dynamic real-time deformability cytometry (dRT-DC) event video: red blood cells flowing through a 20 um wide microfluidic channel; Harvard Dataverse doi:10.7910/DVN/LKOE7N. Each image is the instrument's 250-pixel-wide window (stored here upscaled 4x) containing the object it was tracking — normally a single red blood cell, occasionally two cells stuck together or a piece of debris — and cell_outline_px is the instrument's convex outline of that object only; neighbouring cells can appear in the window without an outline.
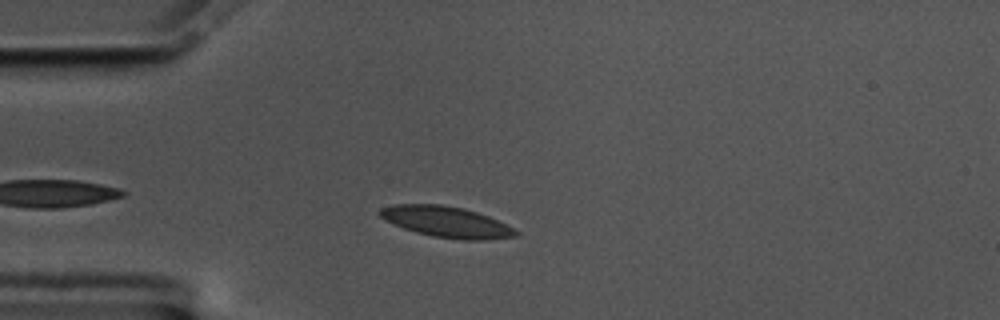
{"species": "common noctule bat (a hibernating species)", "species_latin": "Nyctalus noctula", "temperature_condition": "cold", "stored_images_in_passage": 33, "camera_frame_rate_fps": 3000, "um_per_image_px": 0.085, "animal": {"sex": "male", "body_mass_g": 17.5, "forearm_length_mm": 52.3}, "frame": {"image": 1, "passage_image": 6, "time_ms": 1.667, "image_size_px": [1000, 320], "cell_outline_px": [[520, 232], [516, 236], [484, 240], [460, 240], [432, 236], [416, 232], [404, 228], [384, 220], [376, 212], [380, 208], [396, 204], [440, 204], [464, 208], [488, 216]], "centroid_in_image_um": [37.9, 18.86], "position_along_channel_um": 47.1, "area_um2": 24.39}}
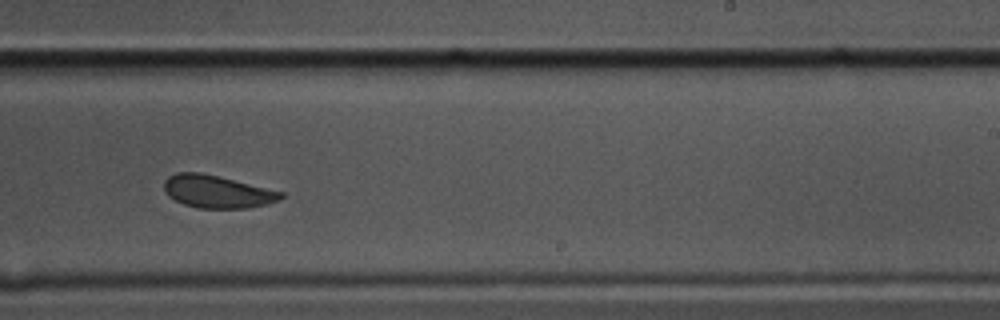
{"frame": {"image": 2, "passage_image": 27, "time_ms": 8.667, "image_size_px": [1000, 320], "cell_outline_px": [[284, 196], [280, 200], [268, 204], [248, 208], [196, 208], [184, 204], [168, 196], [164, 192], [164, 180], [168, 176], [176, 172], [200, 172], [284, 192]], "centroid_in_image_um": [18.44, 16.29], "position_along_channel_um": 270.6, "area_um2": 22.25}}
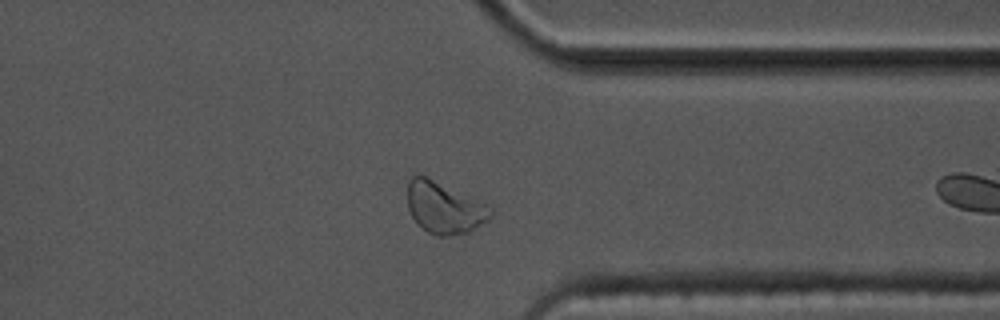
{"frame": {"image": 3, "passage_image": 32, "time_ms": 10.333, "image_size_px": [1000, 320], "cell_outline_px": [[496, 212], [488, 220], [468, 232], [448, 236], [440, 236], [428, 232], [412, 216], [408, 208], [408, 180], [412, 176], [424, 176], [484, 204], [492, 208]], "centroid_in_image_um": [37.77, 17.69], "position_along_channel_um": 373.6, "area_um2": 24.16}}